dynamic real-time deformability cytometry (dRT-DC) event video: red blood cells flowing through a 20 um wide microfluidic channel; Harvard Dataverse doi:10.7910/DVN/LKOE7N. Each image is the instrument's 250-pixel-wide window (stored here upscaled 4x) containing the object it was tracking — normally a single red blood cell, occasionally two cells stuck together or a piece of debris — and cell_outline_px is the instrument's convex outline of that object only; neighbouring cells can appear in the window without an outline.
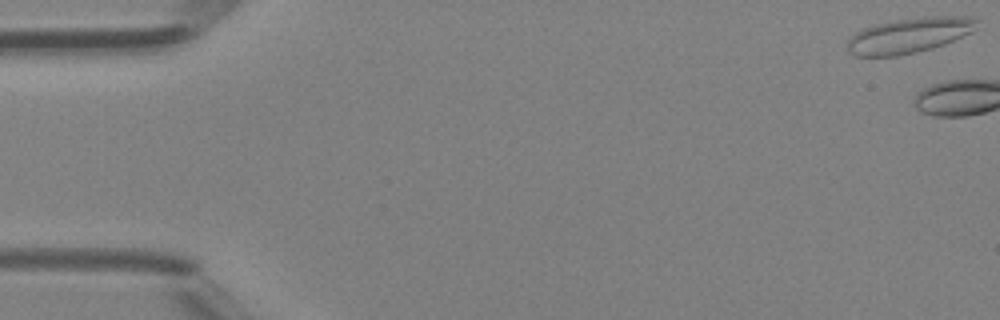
{"species": "Egyptian fruit bat (a non-hibernating species)", "species_latin": "Rousettus aegyptiacus", "temperature_condition": "room temperature", "stored_images_in_passage": 4, "camera_frame_rate_fps": 3000, "um_per_image_px": 0.085, "animal": {"sex": "female"}, "frame": {"image": 1, "passage_image": 1, "time_ms": 0.0, "image_size_px": [1000, 320], "cell_outline_px": [[984, 28], [944, 44], [932, 48], [900, 56], [856, 56], [848, 52], [848, 40], [856, 32], [864, 28], [876, 24], [896, 20], [924, 16], [972, 16], [980, 20]], "centroid_in_image_um": [77.42, 2.99], "position_along_channel_um": 7.6, "area_um2": 27.17}}